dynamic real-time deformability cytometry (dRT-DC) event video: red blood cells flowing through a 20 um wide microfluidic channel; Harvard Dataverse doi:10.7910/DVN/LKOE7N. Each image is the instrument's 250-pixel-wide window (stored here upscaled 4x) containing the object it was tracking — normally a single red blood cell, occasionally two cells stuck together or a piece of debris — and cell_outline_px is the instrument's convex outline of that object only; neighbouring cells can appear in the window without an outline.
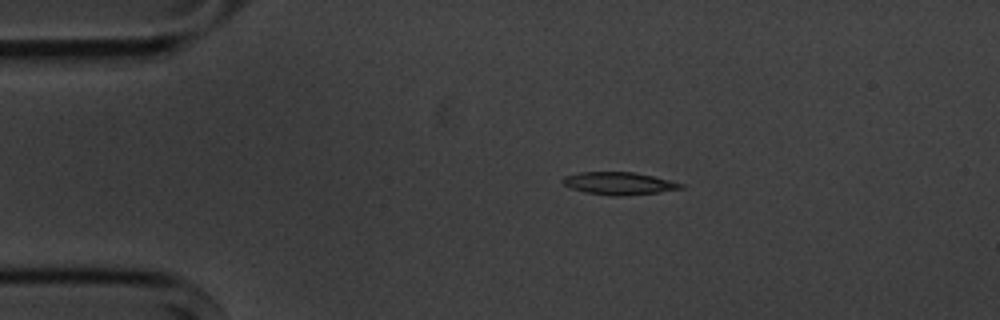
{"species": "common noctule bat (a hibernating species)", "species_latin": "Nyctalus noctula", "temperature_condition": "cold", "stored_images_in_passage": 14, "camera_frame_rate_fps": 3000, "um_per_image_px": 0.085, "animal": {"sex": "male", "body_mass_g": 20.1, "forearm_length_mm": 53.5}, "frame": {"image": 1, "passage_image": 2, "time_ms": 2.333, "image_size_px": [1000, 320], "cell_outline_px": [[684, 188], [656, 192], [620, 196], [612, 196], [584, 192], [572, 188], [564, 184], [560, 180], [564, 176], [580, 172], [632, 172], [652, 176], [684, 184]], "centroid_in_image_um": [52.56, 15.58], "position_along_channel_um": 32.4, "area_um2": 15.32}}
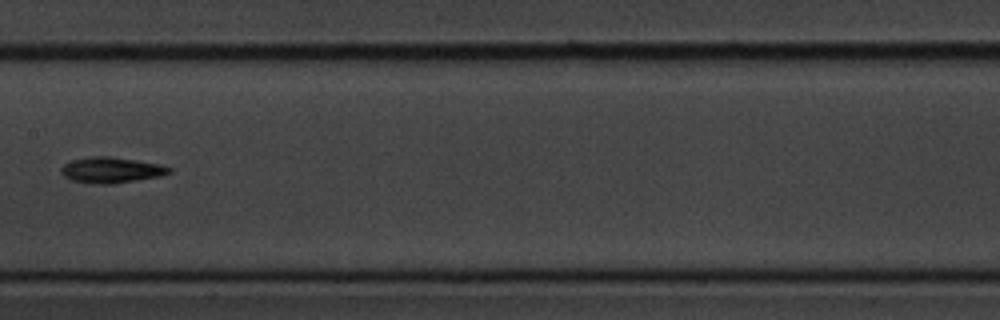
{"frame": {"image": 2, "passage_image": 7, "time_ms": 8.0, "image_size_px": [1000, 320], "cell_outline_px": [[172, 172], [160, 176], [112, 184], [100, 184], [72, 180], [64, 176], [60, 172], [60, 168], [64, 164], [72, 160], [92, 156], [108, 156], [160, 164], [172, 168]], "centroid_in_image_um": [9.45, 14.45], "position_along_channel_um": 197.9, "area_um2": 16.07}}
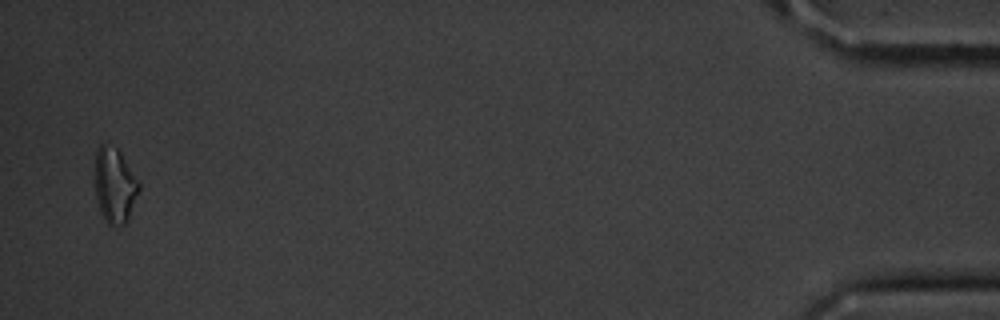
{"frame": {"image": 3, "passage_image": 14, "time_ms": 16.667, "image_size_px": [1000, 320], "cell_outline_px": [[140, 188], [128, 220], [124, 224], [112, 228], [108, 224], [100, 212], [96, 200], [96, 148], [100, 144], [104, 144], [116, 148], [120, 152], [140, 180]], "centroid_in_image_um": [9.77, 15.79], "position_along_channel_um": 425.4, "area_um2": 19.42}, "authors_computed_cell_mechanics": {"area_um2": 15.3459, "velocity_mm_per_s": 3.6104, "shape_relaxation_time_tau1_ms": 1.4951, "shape_relaxation_time_tau2_ms": null, "deformation_change_tau1": 0.067, "deformation_change_tau2": null}}